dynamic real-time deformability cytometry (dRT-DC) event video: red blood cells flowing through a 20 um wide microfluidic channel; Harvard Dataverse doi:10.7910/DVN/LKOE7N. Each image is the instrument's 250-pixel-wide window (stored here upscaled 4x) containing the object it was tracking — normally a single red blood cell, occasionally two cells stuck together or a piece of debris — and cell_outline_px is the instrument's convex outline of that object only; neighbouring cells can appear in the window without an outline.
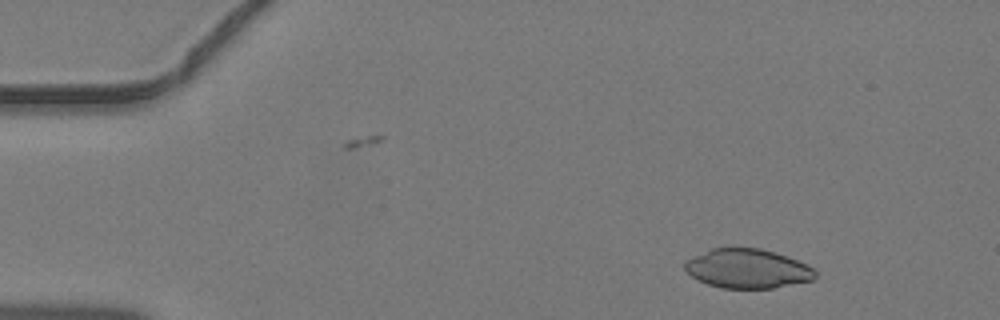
{"species": "common noctule bat (a hibernating species)", "species_latin": "Nyctalus noctula", "temperature_condition": "warm", "stored_images_in_passage": 44, "camera_frame_rate_fps": 3000, "um_per_image_px": 0.085, "animal": {"sex": "male", "body_mass_g": 19.2, "forearm_length_mm": 51.8}, "frame": {"image": 1, "passage_image": 5, "time_ms": 1.333, "image_size_px": [1000, 320], "cell_outline_px": [[816, 276], [812, 280], [772, 288], [720, 288], [708, 284], [692, 276], [684, 268], [684, 260], [692, 256], [712, 248], [760, 248], [776, 252], [788, 256], [812, 268], [816, 272]], "centroid_in_image_um": [63.51, 22.82], "position_along_channel_um": 21.5, "area_um2": 29.71}}